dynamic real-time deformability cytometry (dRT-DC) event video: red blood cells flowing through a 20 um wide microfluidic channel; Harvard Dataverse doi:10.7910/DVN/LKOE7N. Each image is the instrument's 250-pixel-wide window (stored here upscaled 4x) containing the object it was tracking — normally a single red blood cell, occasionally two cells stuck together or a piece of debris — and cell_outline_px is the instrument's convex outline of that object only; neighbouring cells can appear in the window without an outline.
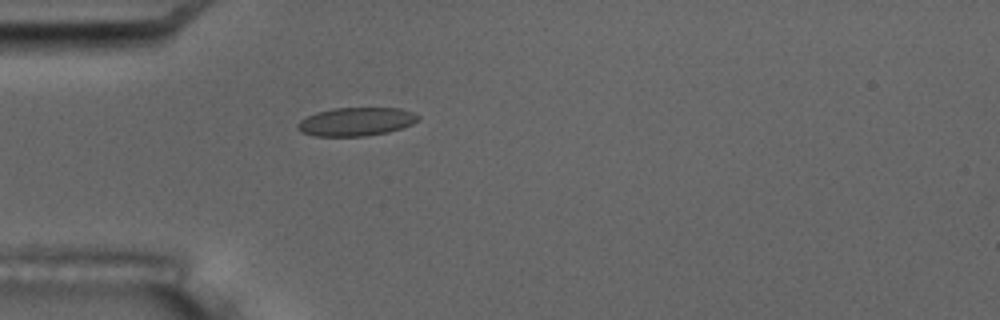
{"species": "common noctule bat (a hibernating species)", "species_latin": "Nyctalus noctula", "temperature_condition": "room temperature", "stored_images_in_passage": 5, "camera_frame_rate_fps": 3000, "um_per_image_px": 0.085, "animal": {"sex": "male", "body_mass_g": 17.5, "forearm_length_mm": 52.3}, "frame": {"image": 1, "passage_image": 5, "time_ms": 4.667, "image_size_px": [1000, 320], "cell_outline_px": [[420, 120], [412, 124], [388, 132], [364, 136], [316, 136], [300, 132], [296, 128], [296, 124], [300, 120], [316, 112], [332, 108], [400, 108], [412, 112], [420, 116]], "centroid_in_image_um": [30.25, 10.34], "position_along_channel_um": 54.7, "area_um2": 20.06}}